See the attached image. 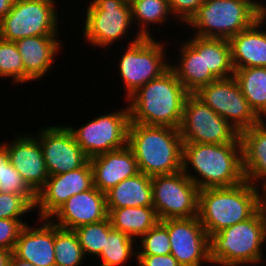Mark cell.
Listing matches in <instances>:
<instances>
[{"label": "cell", "mask_w": 266, "mask_h": 266, "mask_svg": "<svg viewBox=\"0 0 266 266\" xmlns=\"http://www.w3.org/2000/svg\"><path fill=\"white\" fill-rule=\"evenodd\" d=\"M189 164L200 179L187 174ZM182 171L200 190L231 187L245 181L240 136L226 144L183 143Z\"/></svg>", "instance_id": "obj_1"}, {"label": "cell", "mask_w": 266, "mask_h": 266, "mask_svg": "<svg viewBox=\"0 0 266 266\" xmlns=\"http://www.w3.org/2000/svg\"><path fill=\"white\" fill-rule=\"evenodd\" d=\"M188 95L174 71L169 68L128 98L131 101L128 106L130 123L179 129Z\"/></svg>", "instance_id": "obj_2"}, {"label": "cell", "mask_w": 266, "mask_h": 266, "mask_svg": "<svg viewBox=\"0 0 266 266\" xmlns=\"http://www.w3.org/2000/svg\"><path fill=\"white\" fill-rule=\"evenodd\" d=\"M127 145L135 155L139 172L147 176L182 170L183 140L179 129L129 123Z\"/></svg>", "instance_id": "obj_3"}, {"label": "cell", "mask_w": 266, "mask_h": 266, "mask_svg": "<svg viewBox=\"0 0 266 266\" xmlns=\"http://www.w3.org/2000/svg\"><path fill=\"white\" fill-rule=\"evenodd\" d=\"M257 188L245 180L231 187L199 190L198 218L208 236L250 218L261 207Z\"/></svg>", "instance_id": "obj_4"}, {"label": "cell", "mask_w": 266, "mask_h": 266, "mask_svg": "<svg viewBox=\"0 0 266 266\" xmlns=\"http://www.w3.org/2000/svg\"><path fill=\"white\" fill-rule=\"evenodd\" d=\"M266 6L254 0H205L188 22L197 28L194 36L230 40L252 26Z\"/></svg>", "instance_id": "obj_5"}, {"label": "cell", "mask_w": 266, "mask_h": 266, "mask_svg": "<svg viewBox=\"0 0 266 266\" xmlns=\"http://www.w3.org/2000/svg\"><path fill=\"white\" fill-rule=\"evenodd\" d=\"M266 238V218L260 207L250 218L209 237L210 263L224 266L259 263Z\"/></svg>", "instance_id": "obj_6"}, {"label": "cell", "mask_w": 266, "mask_h": 266, "mask_svg": "<svg viewBox=\"0 0 266 266\" xmlns=\"http://www.w3.org/2000/svg\"><path fill=\"white\" fill-rule=\"evenodd\" d=\"M153 207L160 221L198 216L199 188L181 170L151 179Z\"/></svg>", "instance_id": "obj_7"}, {"label": "cell", "mask_w": 266, "mask_h": 266, "mask_svg": "<svg viewBox=\"0 0 266 266\" xmlns=\"http://www.w3.org/2000/svg\"><path fill=\"white\" fill-rule=\"evenodd\" d=\"M57 16L53 0H15L11 11L0 21V38L15 42L26 37L57 35Z\"/></svg>", "instance_id": "obj_8"}, {"label": "cell", "mask_w": 266, "mask_h": 266, "mask_svg": "<svg viewBox=\"0 0 266 266\" xmlns=\"http://www.w3.org/2000/svg\"><path fill=\"white\" fill-rule=\"evenodd\" d=\"M162 43L153 37H141L139 34L129 43L119 61L120 75L127 88V99L140 87L158 78L170 68L164 63Z\"/></svg>", "instance_id": "obj_9"}, {"label": "cell", "mask_w": 266, "mask_h": 266, "mask_svg": "<svg viewBox=\"0 0 266 266\" xmlns=\"http://www.w3.org/2000/svg\"><path fill=\"white\" fill-rule=\"evenodd\" d=\"M179 131L183 143L226 144L240 136L231 124L194 94H189L184 101Z\"/></svg>", "instance_id": "obj_10"}, {"label": "cell", "mask_w": 266, "mask_h": 266, "mask_svg": "<svg viewBox=\"0 0 266 266\" xmlns=\"http://www.w3.org/2000/svg\"><path fill=\"white\" fill-rule=\"evenodd\" d=\"M194 95L239 133L262 120L249 105L234 76L217 79L201 87Z\"/></svg>", "instance_id": "obj_11"}, {"label": "cell", "mask_w": 266, "mask_h": 266, "mask_svg": "<svg viewBox=\"0 0 266 266\" xmlns=\"http://www.w3.org/2000/svg\"><path fill=\"white\" fill-rule=\"evenodd\" d=\"M129 107L99 116L75 130L69 127L76 143L89 159L106 152L124 148L128 140Z\"/></svg>", "instance_id": "obj_12"}, {"label": "cell", "mask_w": 266, "mask_h": 266, "mask_svg": "<svg viewBox=\"0 0 266 266\" xmlns=\"http://www.w3.org/2000/svg\"><path fill=\"white\" fill-rule=\"evenodd\" d=\"M84 38L105 47L123 37L132 22L131 6L122 0H92L86 11Z\"/></svg>", "instance_id": "obj_13"}, {"label": "cell", "mask_w": 266, "mask_h": 266, "mask_svg": "<svg viewBox=\"0 0 266 266\" xmlns=\"http://www.w3.org/2000/svg\"><path fill=\"white\" fill-rule=\"evenodd\" d=\"M171 254L181 266L210 262L209 236L197 217L166 219Z\"/></svg>", "instance_id": "obj_14"}, {"label": "cell", "mask_w": 266, "mask_h": 266, "mask_svg": "<svg viewBox=\"0 0 266 266\" xmlns=\"http://www.w3.org/2000/svg\"><path fill=\"white\" fill-rule=\"evenodd\" d=\"M38 136L49 176L76 170L89 161L67 126L47 127Z\"/></svg>", "instance_id": "obj_15"}, {"label": "cell", "mask_w": 266, "mask_h": 266, "mask_svg": "<svg viewBox=\"0 0 266 266\" xmlns=\"http://www.w3.org/2000/svg\"><path fill=\"white\" fill-rule=\"evenodd\" d=\"M92 187L93 171L89 161L76 170L49 176L45 185L36 194L35 207H39L40 219H49L71 196Z\"/></svg>", "instance_id": "obj_16"}, {"label": "cell", "mask_w": 266, "mask_h": 266, "mask_svg": "<svg viewBox=\"0 0 266 266\" xmlns=\"http://www.w3.org/2000/svg\"><path fill=\"white\" fill-rule=\"evenodd\" d=\"M52 216L59 220L54 224L68 230L103 221L108 217L106 194L93 186L85 192L71 196L49 219H53Z\"/></svg>", "instance_id": "obj_17"}, {"label": "cell", "mask_w": 266, "mask_h": 266, "mask_svg": "<svg viewBox=\"0 0 266 266\" xmlns=\"http://www.w3.org/2000/svg\"><path fill=\"white\" fill-rule=\"evenodd\" d=\"M5 145L10 163L27 185L37 194L49 178L38 139L33 136H22L14 140L12 144Z\"/></svg>", "instance_id": "obj_18"}, {"label": "cell", "mask_w": 266, "mask_h": 266, "mask_svg": "<svg viewBox=\"0 0 266 266\" xmlns=\"http://www.w3.org/2000/svg\"><path fill=\"white\" fill-rule=\"evenodd\" d=\"M89 162L93 171V186L103 193L139 173L135 155L128 145L95 156Z\"/></svg>", "instance_id": "obj_19"}, {"label": "cell", "mask_w": 266, "mask_h": 266, "mask_svg": "<svg viewBox=\"0 0 266 266\" xmlns=\"http://www.w3.org/2000/svg\"><path fill=\"white\" fill-rule=\"evenodd\" d=\"M184 42L181 48L179 65L170 66L177 79L189 94H195L217 78L206 69L205 38L197 37Z\"/></svg>", "instance_id": "obj_20"}, {"label": "cell", "mask_w": 266, "mask_h": 266, "mask_svg": "<svg viewBox=\"0 0 266 266\" xmlns=\"http://www.w3.org/2000/svg\"><path fill=\"white\" fill-rule=\"evenodd\" d=\"M43 220L45 223L35 230L24 225L12 254L36 266H55L54 223L48 218Z\"/></svg>", "instance_id": "obj_21"}, {"label": "cell", "mask_w": 266, "mask_h": 266, "mask_svg": "<svg viewBox=\"0 0 266 266\" xmlns=\"http://www.w3.org/2000/svg\"><path fill=\"white\" fill-rule=\"evenodd\" d=\"M265 20L266 15H263L252 26L229 40L234 70L266 67V31L259 30Z\"/></svg>", "instance_id": "obj_22"}, {"label": "cell", "mask_w": 266, "mask_h": 266, "mask_svg": "<svg viewBox=\"0 0 266 266\" xmlns=\"http://www.w3.org/2000/svg\"><path fill=\"white\" fill-rule=\"evenodd\" d=\"M264 122L262 119L240 133L245 179L254 186L259 179H263V188L266 187V124Z\"/></svg>", "instance_id": "obj_23"}, {"label": "cell", "mask_w": 266, "mask_h": 266, "mask_svg": "<svg viewBox=\"0 0 266 266\" xmlns=\"http://www.w3.org/2000/svg\"><path fill=\"white\" fill-rule=\"evenodd\" d=\"M55 35H43L18 39L15 44L21 55L25 72L33 79L46 75L54 62L53 56L60 49Z\"/></svg>", "instance_id": "obj_24"}, {"label": "cell", "mask_w": 266, "mask_h": 266, "mask_svg": "<svg viewBox=\"0 0 266 266\" xmlns=\"http://www.w3.org/2000/svg\"><path fill=\"white\" fill-rule=\"evenodd\" d=\"M151 179L152 177L139 172L112 187L105 193L107 212L123 207L153 206Z\"/></svg>", "instance_id": "obj_25"}, {"label": "cell", "mask_w": 266, "mask_h": 266, "mask_svg": "<svg viewBox=\"0 0 266 266\" xmlns=\"http://www.w3.org/2000/svg\"><path fill=\"white\" fill-rule=\"evenodd\" d=\"M108 217L113 229L131 238L141 237L160 221L153 206L112 209Z\"/></svg>", "instance_id": "obj_26"}, {"label": "cell", "mask_w": 266, "mask_h": 266, "mask_svg": "<svg viewBox=\"0 0 266 266\" xmlns=\"http://www.w3.org/2000/svg\"><path fill=\"white\" fill-rule=\"evenodd\" d=\"M242 94L254 112L266 117V67H247L234 71Z\"/></svg>", "instance_id": "obj_27"}, {"label": "cell", "mask_w": 266, "mask_h": 266, "mask_svg": "<svg viewBox=\"0 0 266 266\" xmlns=\"http://www.w3.org/2000/svg\"><path fill=\"white\" fill-rule=\"evenodd\" d=\"M206 69L217 79L234 76L231 46L227 39L205 38Z\"/></svg>", "instance_id": "obj_28"}, {"label": "cell", "mask_w": 266, "mask_h": 266, "mask_svg": "<svg viewBox=\"0 0 266 266\" xmlns=\"http://www.w3.org/2000/svg\"><path fill=\"white\" fill-rule=\"evenodd\" d=\"M55 266H79L84 253L74 230L54 224ZM81 262V263H80Z\"/></svg>", "instance_id": "obj_29"}, {"label": "cell", "mask_w": 266, "mask_h": 266, "mask_svg": "<svg viewBox=\"0 0 266 266\" xmlns=\"http://www.w3.org/2000/svg\"><path fill=\"white\" fill-rule=\"evenodd\" d=\"M134 238L129 237L126 233L111 229L105 237V243L101 253L102 264L100 266H120L130 257L135 255L132 252Z\"/></svg>", "instance_id": "obj_30"}, {"label": "cell", "mask_w": 266, "mask_h": 266, "mask_svg": "<svg viewBox=\"0 0 266 266\" xmlns=\"http://www.w3.org/2000/svg\"><path fill=\"white\" fill-rule=\"evenodd\" d=\"M131 6L132 20L135 19L141 26L138 34L141 37H151L146 25L151 23H162L166 20L167 15L171 13L168 0H137Z\"/></svg>", "instance_id": "obj_31"}, {"label": "cell", "mask_w": 266, "mask_h": 266, "mask_svg": "<svg viewBox=\"0 0 266 266\" xmlns=\"http://www.w3.org/2000/svg\"><path fill=\"white\" fill-rule=\"evenodd\" d=\"M0 76L13 77V82L22 83L33 80L24 69L18 48L13 41L0 38Z\"/></svg>", "instance_id": "obj_32"}, {"label": "cell", "mask_w": 266, "mask_h": 266, "mask_svg": "<svg viewBox=\"0 0 266 266\" xmlns=\"http://www.w3.org/2000/svg\"><path fill=\"white\" fill-rule=\"evenodd\" d=\"M112 229L109 217L105 220L83 225L74 230L76 233L79 244L82 247L84 256L85 254L99 255L105 243V237Z\"/></svg>", "instance_id": "obj_33"}, {"label": "cell", "mask_w": 266, "mask_h": 266, "mask_svg": "<svg viewBox=\"0 0 266 266\" xmlns=\"http://www.w3.org/2000/svg\"><path fill=\"white\" fill-rule=\"evenodd\" d=\"M142 250L138 255H166L171 254L169 233L167 226L159 221L147 233L141 236Z\"/></svg>", "instance_id": "obj_34"}, {"label": "cell", "mask_w": 266, "mask_h": 266, "mask_svg": "<svg viewBox=\"0 0 266 266\" xmlns=\"http://www.w3.org/2000/svg\"><path fill=\"white\" fill-rule=\"evenodd\" d=\"M36 196H19L0 193V219H20L19 217L35 208Z\"/></svg>", "instance_id": "obj_35"}, {"label": "cell", "mask_w": 266, "mask_h": 266, "mask_svg": "<svg viewBox=\"0 0 266 266\" xmlns=\"http://www.w3.org/2000/svg\"><path fill=\"white\" fill-rule=\"evenodd\" d=\"M0 193H12L19 196H36V193L27 185L10 162L4 169L3 179L0 182Z\"/></svg>", "instance_id": "obj_36"}, {"label": "cell", "mask_w": 266, "mask_h": 266, "mask_svg": "<svg viewBox=\"0 0 266 266\" xmlns=\"http://www.w3.org/2000/svg\"><path fill=\"white\" fill-rule=\"evenodd\" d=\"M25 224L20 219H0V249L13 252L19 233Z\"/></svg>", "instance_id": "obj_37"}, {"label": "cell", "mask_w": 266, "mask_h": 266, "mask_svg": "<svg viewBox=\"0 0 266 266\" xmlns=\"http://www.w3.org/2000/svg\"><path fill=\"white\" fill-rule=\"evenodd\" d=\"M204 1L205 0H168V5L172 14L178 15L182 21L188 24Z\"/></svg>", "instance_id": "obj_38"}, {"label": "cell", "mask_w": 266, "mask_h": 266, "mask_svg": "<svg viewBox=\"0 0 266 266\" xmlns=\"http://www.w3.org/2000/svg\"><path fill=\"white\" fill-rule=\"evenodd\" d=\"M139 266H181L172 254L137 255Z\"/></svg>", "instance_id": "obj_39"}, {"label": "cell", "mask_w": 266, "mask_h": 266, "mask_svg": "<svg viewBox=\"0 0 266 266\" xmlns=\"http://www.w3.org/2000/svg\"><path fill=\"white\" fill-rule=\"evenodd\" d=\"M9 162H10V159H9L7 147L5 143L3 144L1 143L0 144V182L3 179L4 169L9 164Z\"/></svg>", "instance_id": "obj_40"}, {"label": "cell", "mask_w": 266, "mask_h": 266, "mask_svg": "<svg viewBox=\"0 0 266 266\" xmlns=\"http://www.w3.org/2000/svg\"><path fill=\"white\" fill-rule=\"evenodd\" d=\"M15 0H0V21L11 11Z\"/></svg>", "instance_id": "obj_41"}, {"label": "cell", "mask_w": 266, "mask_h": 266, "mask_svg": "<svg viewBox=\"0 0 266 266\" xmlns=\"http://www.w3.org/2000/svg\"><path fill=\"white\" fill-rule=\"evenodd\" d=\"M7 266H36L33 263H30L28 261L22 260V259H18L17 257H15L13 254L11 255Z\"/></svg>", "instance_id": "obj_42"}, {"label": "cell", "mask_w": 266, "mask_h": 266, "mask_svg": "<svg viewBox=\"0 0 266 266\" xmlns=\"http://www.w3.org/2000/svg\"><path fill=\"white\" fill-rule=\"evenodd\" d=\"M11 255L12 251L6 249H0V266H7Z\"/></svg>", "instance_id": "obj_43"}, {"label": "cell", "mask_w": 266, "mask_h": 266, "mask_svg": "<svg viewBox=\"0 0 266 266\" xmlns=\"http://www.w3.org/2000/svg\"><path fill=\"white\" fill-rule=\"evenodd\" d=\"M263 192H264L263 197L261 196V208L266 218V187L263 188Z\"/></svg>", "instance_id": "obj_44"}, {"label": "cell", "mask_w": 266, "mask_h": 266, "mask_svg": "<svg viewBox=\"0 0 266 266\" xmlns=\"http://www.w3.org/2000/svg\"><path fill=\"white\" fill-rule=\"evenodd\" d=\"M125 4L132 5L137 0H122Z\"/></svg>", "instance_id": "obj_45"}]
</instances>
